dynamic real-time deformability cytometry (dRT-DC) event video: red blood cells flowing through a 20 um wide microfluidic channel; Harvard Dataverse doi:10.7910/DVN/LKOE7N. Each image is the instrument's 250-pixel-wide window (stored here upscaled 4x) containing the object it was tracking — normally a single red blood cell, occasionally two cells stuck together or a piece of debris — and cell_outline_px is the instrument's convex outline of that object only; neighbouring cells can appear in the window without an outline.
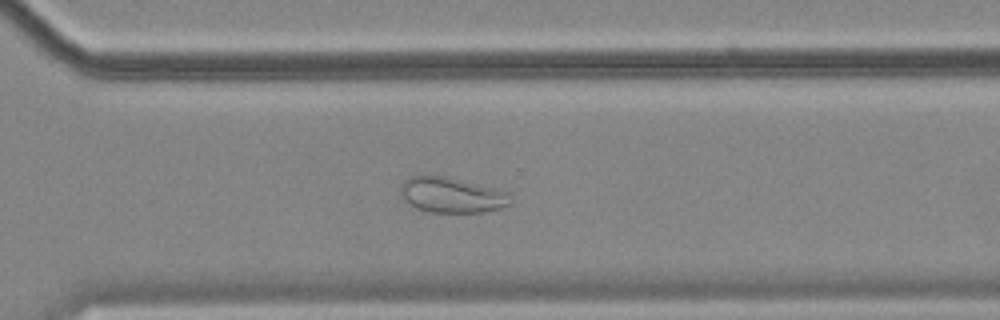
{"species": "common noctule bat (a hibernating species)", "species_latin": "Nyctalus noctula", "temperature_condition": "cold", "stored_images_in_passage": 56, "camera_frame_rate_fps": 3000, "um_per_image_px": 0.085, "animal": {"sex": "female", "body_mass_g": 18.4}, "frame": {"image": 1, "passage_image": 40, "time_ms": 13.0, "image_size_px": [1000, 320], "cell_outline_px": [[512, 204], [500, 208], [484, 212], [432, 212], [416, 208], [404, 200], [400, 196], [400, 184], [404, 180], [412, 176], [444, 176], [496, 188], [508, 192], [512, 196]], "centroid_in_image_um": [38.41, 16.58], "position_along_channel_um": 332.2, "area_um2": 22.77}, "authors_computed_cell_mechanics": {"area_um2": 29.3335, "velocity_mm_per_s": 3.5506, "shape_relaxation_time_tau1_ms": null, "shape_relaxation_time_tau2_ms": 1.4564, "deformation_change_tau1": null, "deformation_change_tau2": 0.0644}}